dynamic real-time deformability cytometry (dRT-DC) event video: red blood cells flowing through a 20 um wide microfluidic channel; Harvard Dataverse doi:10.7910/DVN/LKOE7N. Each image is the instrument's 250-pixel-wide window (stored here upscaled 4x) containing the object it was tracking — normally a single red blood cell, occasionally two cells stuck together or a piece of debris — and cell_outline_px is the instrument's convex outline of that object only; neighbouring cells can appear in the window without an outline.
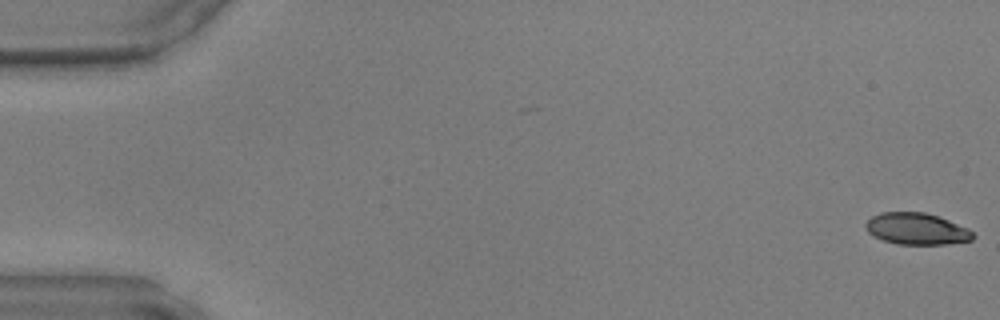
{"species": "common noctule bat (a hibernating species)", "species_latin": "Nyctalus noctula", "temperature_condition": "warm", "stored_images_in_passage": 48, "camera_frame_rate_fps": 3000, "um_per_image_px": 0.085, "animal": {"sex": "male", "body_mass_g": 17.9, "forearm_length_mm": 54.2}, "frame": {"image": 1, "passage_image": 1, "time_ms": 0.0, "image_size_px": [1000, 320], "cell_outline_px": [[976, 236], [972, 240], [944, 244], [896, 244], [872, 236], [864, 228], [864, 224], [872, 216], [880, 212], [924, 212], [940, 216], [968, 228]], "centroid_in_image_um": [77.9, 19.44], "position_along_channel_um": 7.1, "area_um2": 19.94}}
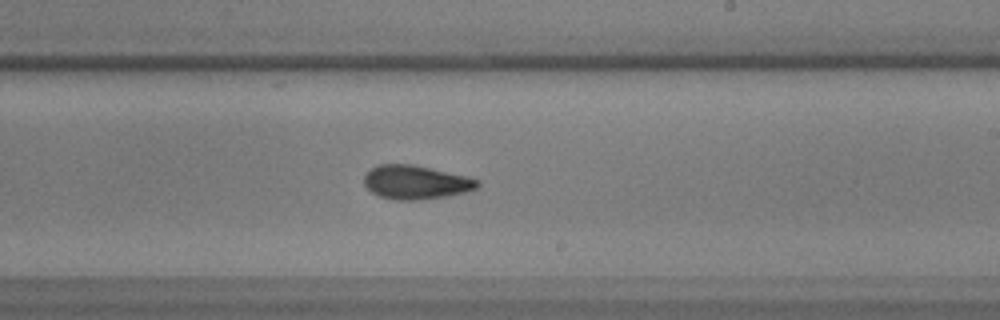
{"frame": {"image": 2, "passage_image": 29, "time_ms": 9.333, "image_size_px": [1000, 320], "cell_outline_px": [[480, 184], [476, 188], [464, 192], [448, 196], [416, 200], [396, 200], [380, 196], [372, 192], [364, 184], [364, 176], [372, 168], [380, 164], [412, 164], [468, 176], [480, 180]], "centroid_in_image_um": [35.36, 15.49], "position_along_channel_um": 253.6, "area_um2": 22.25}}
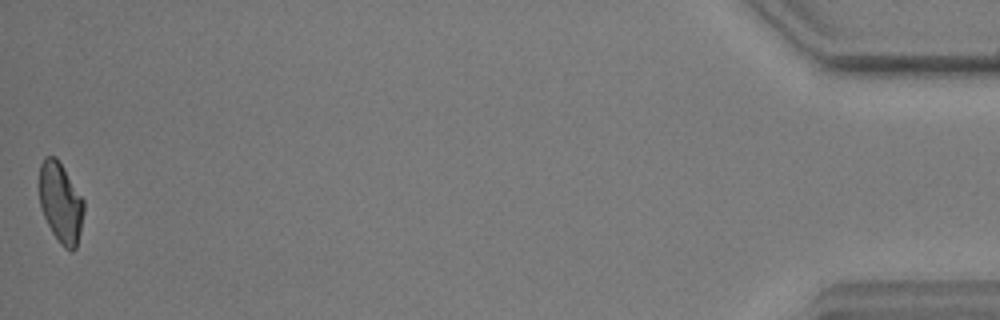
{"frame": {"image": 3, "passage_image": 48, "time_ms": 15.667, "image_size_px": [1000, 320], "cell_outline_px": [[84, 212], [80, 232], [76, 248], [72, 252], [64, 248], [60, 244], [52, 232], [44, 216], [40, 204], [40, 164], [44, 156], [56, 156], [84, 200]], "centroid_in_image_um": [5.17, 17.24], "position_along_channel_um": 430.0, "area_um2": 20.75}}